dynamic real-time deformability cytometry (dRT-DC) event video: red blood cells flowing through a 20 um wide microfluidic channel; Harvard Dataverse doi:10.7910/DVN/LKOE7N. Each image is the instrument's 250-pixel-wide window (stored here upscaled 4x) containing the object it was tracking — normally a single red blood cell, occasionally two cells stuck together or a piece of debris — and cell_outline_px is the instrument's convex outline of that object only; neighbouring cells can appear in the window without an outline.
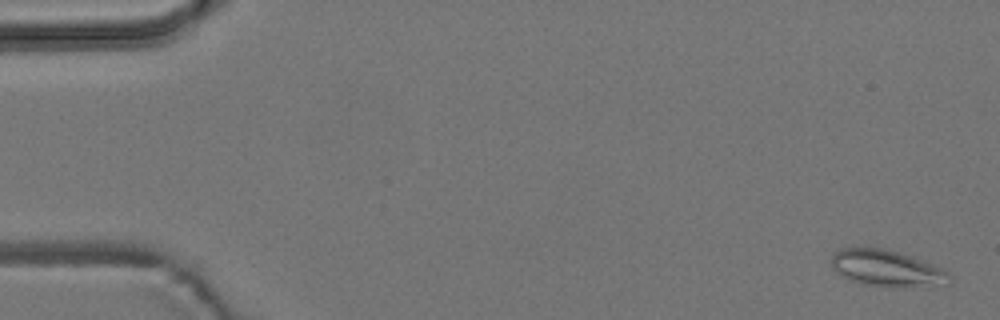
{"species": "common noctule bat (a hibernating species)", "species_latin": "Nyctalus noctula", "temperature_condition": "room temperature", "stored_images_in_passage": 4, "camera_frame_rate_fps": 3000, "um_per_image_px": 0.085, "animal": {"sex": "male", "body_mass_g": 19.2, "forearm_length_mm": 51.8}, "frame": {"image": 1, "passage_image": 1, "time_ms": 0.0, "image_size_px": [1000, 320], "cell_outline_px": [[952, 280], [940, 284], [864, 284], [852, 280], [836, 272], [832, 268], [832, 256], [840, 248], [884, 248], [932, 264], [948, 272], [952, 276]], "centroid_in_image_um": [75.3, 22.75], "position_along_channel_um": 9.7, "area_um2": 23.47}}
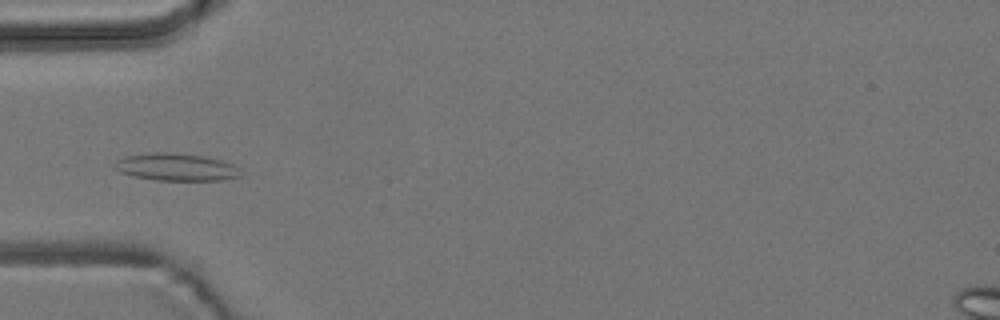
{"frame": {"image": 2, "passage_image": 4, "time_ms": 5.333, "image_size_px": [1000, 320], "cell_outline_px": [[240, 176], [220, 180], [156, 180], [132, 176], [120, 172], [112, 168], [112, 164], [116, 160], [124, 156], [152, 152], [164, 152], [204, 156], [220, 160], [232, 164], [240, 168]], "centroid_in_image_um": [14.9, 14.2], "position_along_channel_um": 70.1, "area_um2": 20.17}}